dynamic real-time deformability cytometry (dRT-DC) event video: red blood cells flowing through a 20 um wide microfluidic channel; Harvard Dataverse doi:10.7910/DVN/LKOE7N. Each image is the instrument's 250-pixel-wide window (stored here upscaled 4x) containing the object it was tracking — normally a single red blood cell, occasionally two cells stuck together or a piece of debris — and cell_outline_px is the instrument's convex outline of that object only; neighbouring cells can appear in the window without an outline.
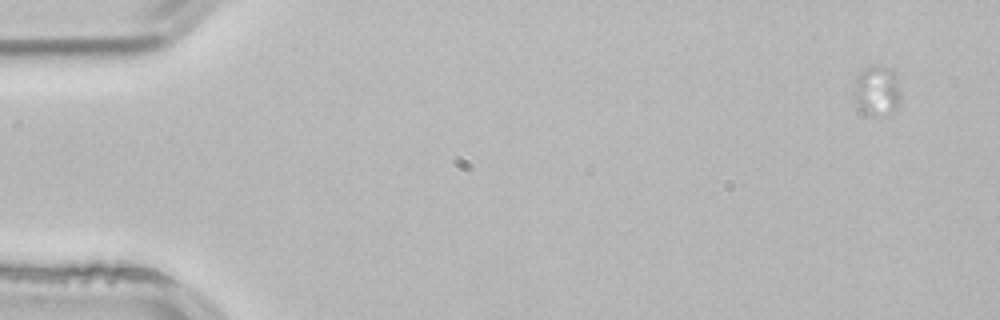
{"species": "common noctule bat (a hibernating species)", "species_latin": "Nyctalus noctula", "temperature_condition": "room temperature", "stored_images_in_passage": 4, "camera_frame_rate_fps": 3000, "um_per_image_px": 0.085, "animal": {"sex": "male", "body_mass_g": 21.5, "forearm_length_mm": 52.0}, "frame": {"image": 1, "passage_image": 1, "time_ms": 0.0, "image_size_px": [1000, 320], "cell_outline_px": [[900, 100], [892, 112], [888, 116], [868, 112], [856, 100], [856, 80], [872, 64], [888, 68], [896, 76], [900, 96]], "centroid_in_image_um": [74.62, 7.69], "position_along_channel_um": 10.4, "area_um2": 12.48}}
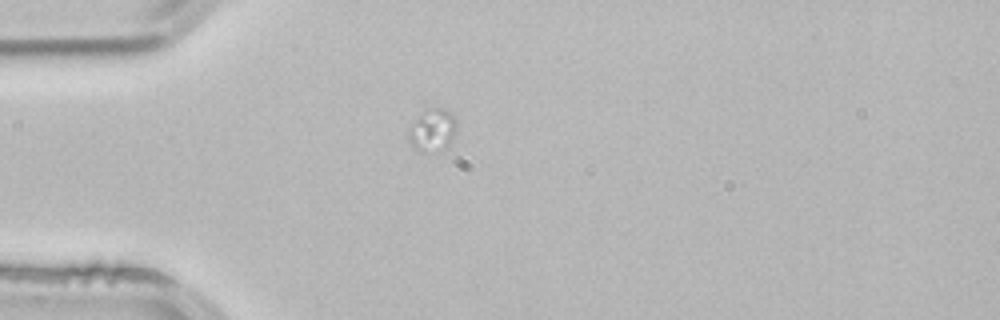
{"frame": {"image": 2, "passage_image": 3, "time_ms": 0.667, "image_size_px": [1000, 320], "cell_outline_px": [[456, 124], [452, 136], [448, 144], [444, 148], [424, 152], [420, 152], [412, 148], [408, 136], [408, 128], [416, 116], [420, 112], [428, 108], [444, 108], [452, 112], [456, 120]], "centroid_in_image_um": [36.7, 11.02], "position_along_channel_um": 48.3, "area_um2": 11.96}}
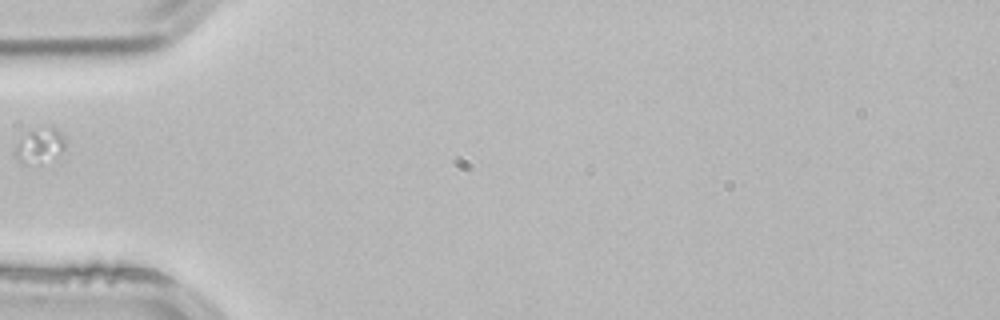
{"frame": {"image": 3, "passage_image": 4, "time_ms": 1.0, "image_size_px": [1000, 320], "cell_outline_px": [[64, 148], [40, 164], [24, 164], [16, 160], [16, 144], [28, 132], [48, 124], [56, 128], [64, 136]], "centroid_in_image_um": [3.36, 12.34], "position_along_channel_um": 81.6, "area_um2": 10.0}}